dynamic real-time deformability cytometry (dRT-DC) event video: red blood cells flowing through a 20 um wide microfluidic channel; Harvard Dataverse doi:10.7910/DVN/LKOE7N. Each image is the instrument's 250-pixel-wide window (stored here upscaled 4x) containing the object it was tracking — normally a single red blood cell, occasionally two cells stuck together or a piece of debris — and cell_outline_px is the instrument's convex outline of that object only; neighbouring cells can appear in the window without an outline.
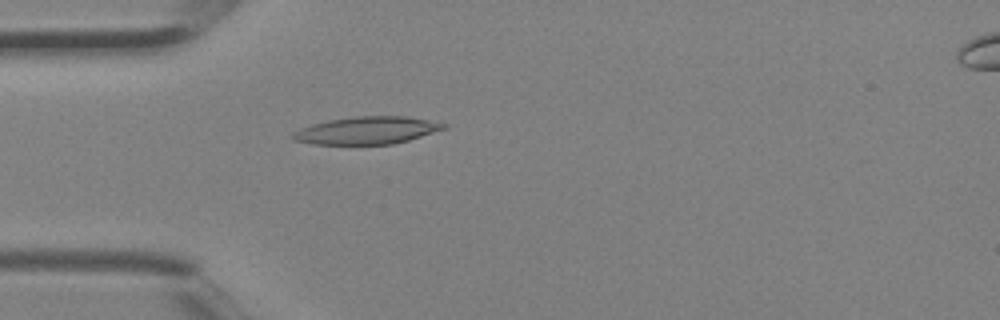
{"species": "Egyptian fruit bat (a non-hibernating species)", "species_latin": "Rousettus aegyptiacus", "temperature_condition": "room temperature", "stored_images_in_passage": 4, "camera_frame_rate_fps": 3000, "um_per_image_px": 0.085, "animal": {"sex": "female"}, "frame": {"image": 1, "passage_image": 3, "time_ms": 0.667, "image_size_px": [1000, 320], "cell_outline_px": [[448, 128], [408, 140], [392, 144], [312, 144], [292, 140], [288, 136], [292, 132], [300, 128], [312, 124], [328, 120], [356, 116], [408, 116], [448, 124]], "centroid_in_image_um": [31.15, 11.08], "position_along_channel_um": 53.8, "area_um2": 24.33}}